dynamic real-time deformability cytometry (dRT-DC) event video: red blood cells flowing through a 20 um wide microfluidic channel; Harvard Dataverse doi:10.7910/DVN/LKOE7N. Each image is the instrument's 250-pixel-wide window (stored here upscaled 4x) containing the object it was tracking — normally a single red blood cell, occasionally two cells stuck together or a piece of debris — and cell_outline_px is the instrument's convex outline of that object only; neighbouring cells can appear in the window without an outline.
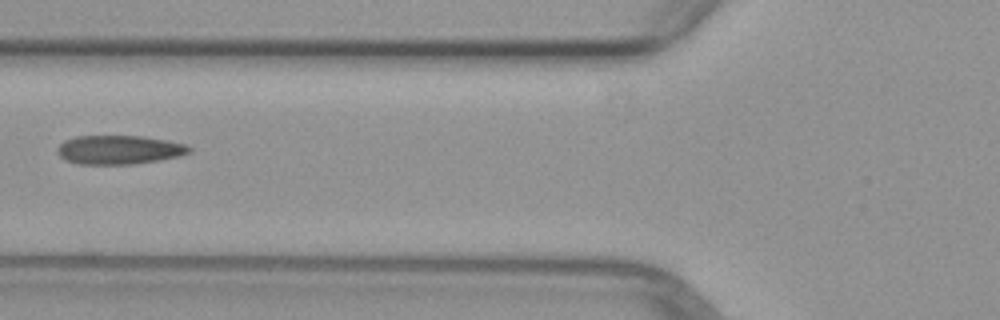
{"species": "common noctule bat (a hibernating species)", "species_latin": "Nyctalus noctula", "temperature_condition": "warm", "stored_images_in_passage": 2, "camera_frame_rate_fps": 3000, "um_per_image_px": 0.085, "animal": {"sex": "female", "body_mass_g": 29.2, "forearm_length_mm": 56.3}, "frame": {"image": 1, "passage_image": 2, "time_ms": 1.0, "image_size_px": [1000, 320], "cell_outline_px": [[192, 152], [180, 156], [160, 160], [132, 164], [76, 164], [64, 160], [56, 152], [56, 148], [64, 140], [76, 136], [140, 136], [164, 140], [184, 144], [192, 148]], "centroid_in_image_um": [10.09, 12.74], "position_along_channel_um": 115.7, "area_um2": 22.31}}